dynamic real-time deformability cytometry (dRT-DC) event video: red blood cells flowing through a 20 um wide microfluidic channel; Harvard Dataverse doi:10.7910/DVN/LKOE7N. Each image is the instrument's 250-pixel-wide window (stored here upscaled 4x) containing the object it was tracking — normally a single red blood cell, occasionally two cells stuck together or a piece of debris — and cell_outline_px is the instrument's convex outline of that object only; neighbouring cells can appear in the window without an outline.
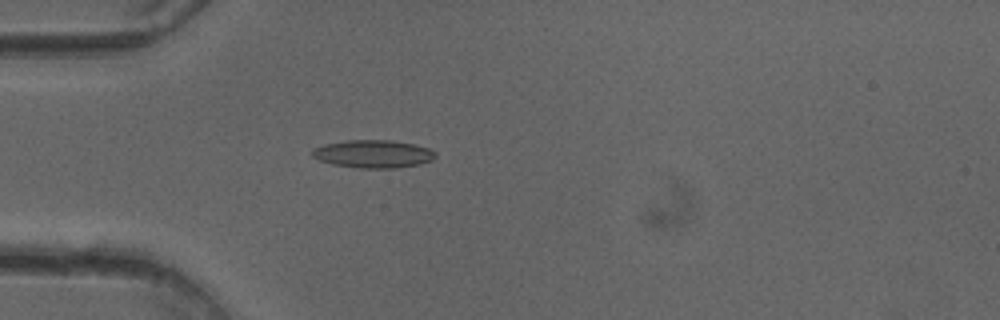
{"species": "common noctule bat (a hibernating species)", "species_latin": "Nyctalus noctula", "temperature_condition": "cold", "stored_images_in_passage": 51, "camera_frame_rate_fps": 3000, "um_per_image_px": 0.085, "animal": {"sex": "female"}, "frame": {"image": 1, "passage_image": 15, "time_ms": 4.667, "image_size_px": [1000, 320], "cell_outline_px": [[436, 156], [432, 160], [420, 164], [396, 168], [360, 168], [332, 164], [320, 160], [312, 156], [312, 148], [324, 144], [348, 140], [392, 140], [412, 144], [428, 148], [436, 152]], "centroid_in_image_um": [31.72, 13.08], "position_along_channel_um": 53.3, "area_um2": 20.0}}
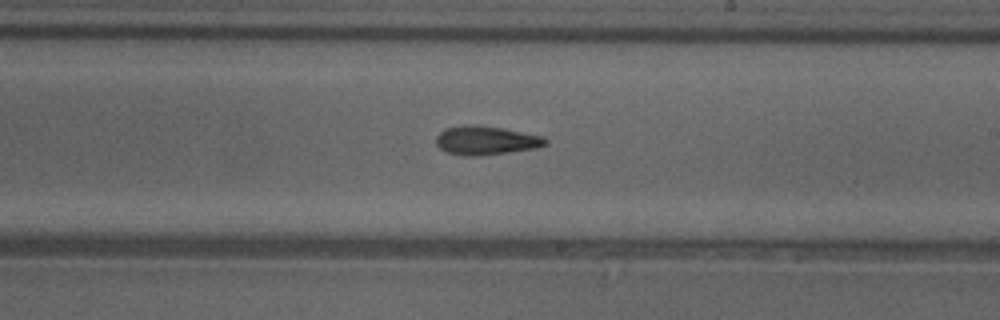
{"frame": {"image": 2, "passage_image": 30, "time_ms": 9.667, "image_size_px": [1000, 320], "cell_outline_px": [[548, 144], [536, 148], [480, 156], [464, 156], [448, 152], [440, 148], [436, 144], [436, 136], [444, 128], [464, 124], [504, 128], [544, 136], [548, 140]], "centroid_in_image_um": [41.32, 11.93], "position_along_channel_um": 247.7, "area_um2": 18.5}}
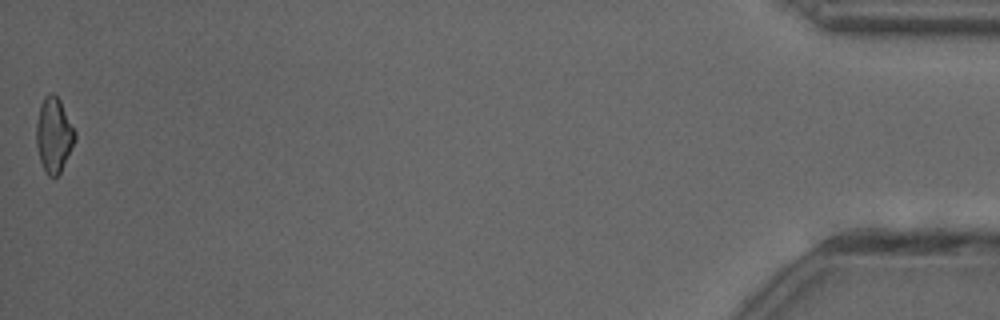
{"frame": {"image": 3, "passage_image": 51, "time_ms": 16.667, "image_size_px": [1000, 320], "cell_outline_px": [[76, 140], [60, 172], [56, 176], [48, 176], [44, 172], [40, 160], [36, 144], [36, 124], [40, 104], [44, 96], [48, 92], [52, 92], [60, 100], [76, 132]], "centroid_in_image_um": [4.57, 11.45], "position_along_channel_um": 430.6, "area_um2": 16.94}, "authors_computed_cell_mechanics": {"area_um2": 17.9758, "velocity_mm_per_s": 4.054, "shape_relaxation_time_tau1_ms": 9.918, "shape_relaxation_time_tau2_ms": 9.0845, "deformation_change_tau1": 0.2163, "deformation_change_tau2": 0.2023}}